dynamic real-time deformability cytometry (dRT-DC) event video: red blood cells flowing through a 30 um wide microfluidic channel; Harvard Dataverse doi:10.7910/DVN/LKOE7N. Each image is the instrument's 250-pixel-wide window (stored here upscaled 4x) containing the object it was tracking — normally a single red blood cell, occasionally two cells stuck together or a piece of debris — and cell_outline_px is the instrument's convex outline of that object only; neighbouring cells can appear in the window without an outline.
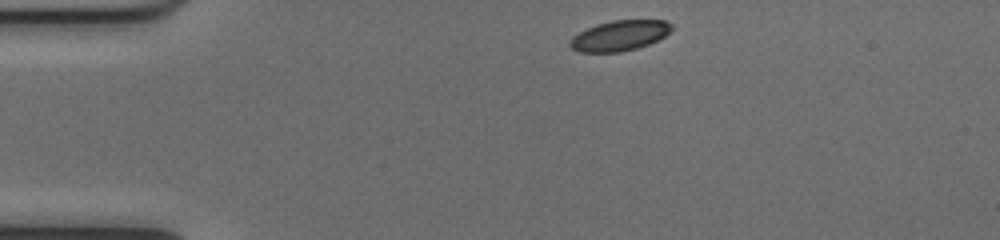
{"species": "common noctule bat (a hibernating species)", "species_latin": "Nyctalus noctula", "temperature_condition": "cold", "stored_images_in_passage": 42, "camera_frame_rate_fps": 3000, "um_per_image_px": 0.085, "animal": {"sex": "female", "body_mass_g": 17.0, "forearm_length_mm": 48.0}, "frame": {"image": 1, "passage_image": 1, "time_ms": 0.0, "image_size_px": [1000, 240], "cell_outline_px": [[672, 28], [664, 36], [648, 44], [636, 48], [620, 52], [580, 52], [572, 48], [568, 44], [568, 40], [572, 36], [596, 24], [612, 20], [664, 20], [672, 24]], "centroid_in_image_um": [52.62, 3.02], "position_along_channel_um": 32.4, "area_um2": 17.86}}
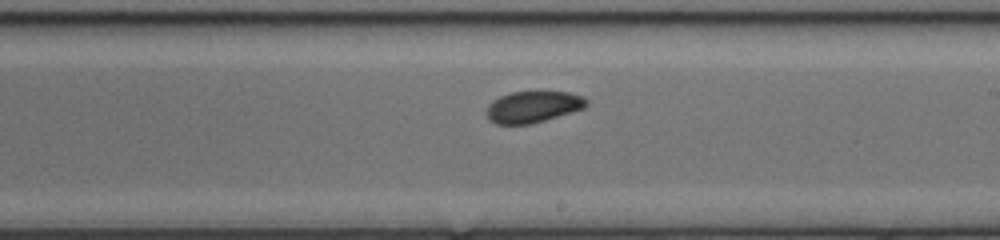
{"frame": {"image": 2, "passage_image": 21, "time_ms": 6.667, "image_size_px": [1000, 240], "cell_outline_px": [[588, 104], [584, 108], [572, 112], [544, 120], [528, 124], [496, 124], [488, 120], [484, 112], [488, 104], [492, 100], [500, 96], [512, 92], [568, 92], [584, 96], [588, 100]], "centroid_in_image_um": [45.27, 9.08], "position_along_channel_um": 243.7, "area_um2": 18.44}}
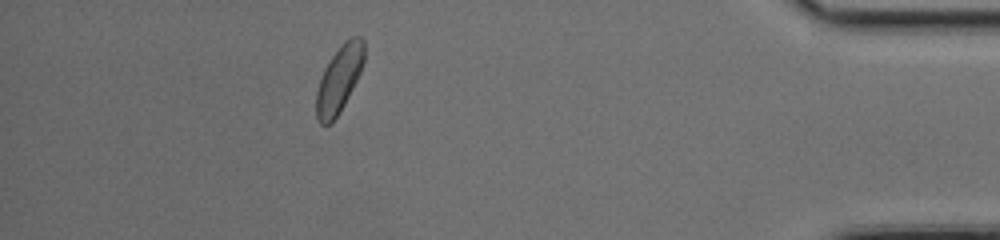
{"frame": {"image": 3, "passage_image": 37, "time_ms": 12.0, "image_size_px": [1000, 240], "cell_outline_px": [[364, 60], [360, 72], [340, 112], [328, 124], [320, 124], [316, 116], [316, 92], [324, 68], [332, 56], [344, 40], [352, 36], [360, 36], [364, 40]], "centroid_in_image_um": [28.82, 6.69], "position_along_channel_um": 406.4, "area_um2": 18.32}, "authors_computed_cell_mechanics": {"area_um2": 18.9295, "velocity_mm_per_s": 3.9877, "shape_relaxation_time_tau1_ms": 1.8462, "shape_relaxation_time_tau2_ms": 2.8797, "deformation_change_tau1": 0.0599, "deformation_change_tau2": 0.0626}}